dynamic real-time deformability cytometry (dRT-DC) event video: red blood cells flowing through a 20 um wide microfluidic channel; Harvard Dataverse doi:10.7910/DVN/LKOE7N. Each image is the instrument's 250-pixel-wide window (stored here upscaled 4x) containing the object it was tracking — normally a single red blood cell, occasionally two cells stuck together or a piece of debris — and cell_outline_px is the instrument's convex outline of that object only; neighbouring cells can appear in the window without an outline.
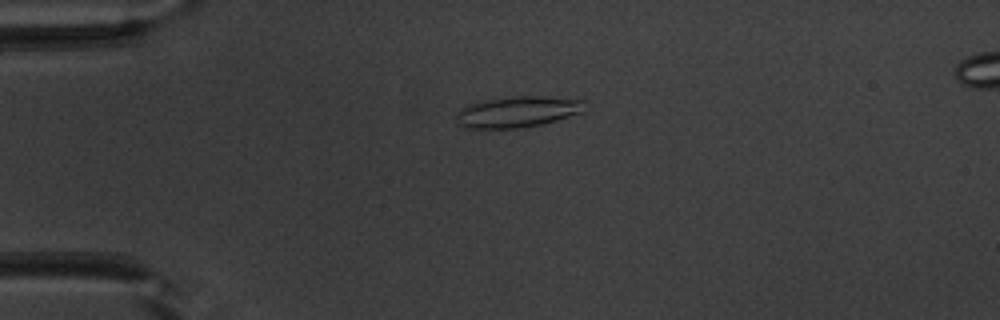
{"species": "common noctule bat (a hibernating species)", "species_latin": "Nyctalus noctula", "temperature_condition": "warm", "stored_images_in_passage": 51, "camera_frame_rate_fps": 3000, "um_per_image_px": 0.085, "animal": {"sex": "male", "body_mass_g": 20.1, "forearm_length_mm": 53.5}, "frame": {"image": 1, "passage_image": 13, "time_ms": 4.0, "image_size_px": [1000, 320], "cell_outline_px": [[584, 112], [556, 120], [540, 124], [520, 128], [464, 128], [460, 124], [456, 116], [456, 112], [460, 108], [468, 104], [484, 100], [508, 96], [544, 96], [584, 100]], "centroid_in_image_um": [43.97, 9.49], "position_along_channel_um": 41.0, "area_um2": 23.29}}
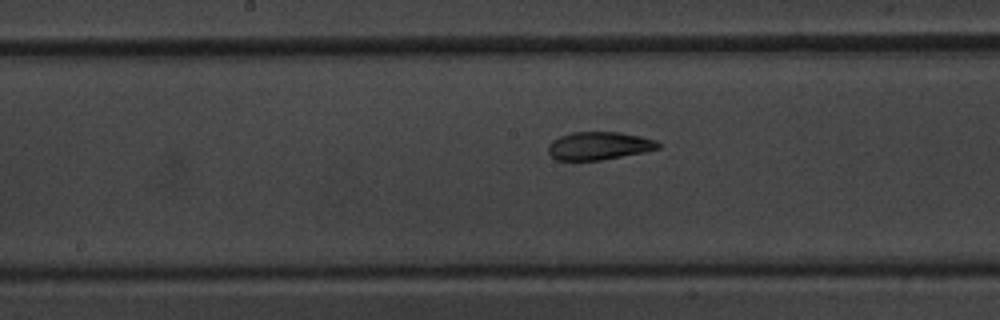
{"frame": {"image": 2, "passage_image": 27, "time_ms": 8.667, "image_size_px": [1000, 320], "cell_outline_px": [[664, 144], [660, 148], [644, 152], [600, 160], [556, 160], [548, 152], [548, 144], [552, 140], [560, 136], [572, 132], [620, 132], [640, 136], [656, 140]], "centroid_in_image_um": [50.94, 12.39], "position_along_channel_um": 197.3, "area_um2": 18.03}}
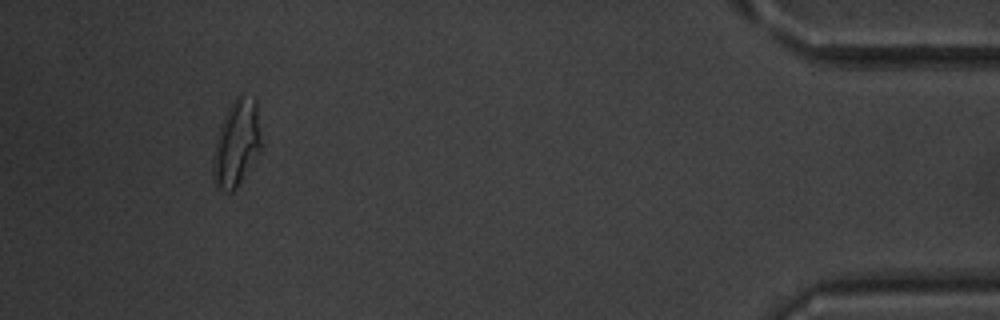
{"frame": {"image": 3, "passage_image": 48, "time_ms": 15.667, "image_size_px": [1000, 320], "cell_outline_px": [[260, 148], [236, 188], [232, 192], [224, 192], [216, 188], [212, 176], [212, 160], [216, 136], [220, 124], [232, 100], [236, 96], [244, 96], [256, 100], [260, 140]], "centroid_in_image_um": [20.04, 12.21], "position_along_channel_um": 415.2, "area_um2": 23.87}, "authors_computed_cell_mechanics": {"area_um2": 19.9988, "velocity_mm_per_s": 3.9878, "shape_relaxation_time_tau1_ms": 7.7166, "shape_relaxation_time_tau2_ms": 1.8081, "deformation_change_tau1": 0.2154, "deformation_change_tau2": 0.0931}}